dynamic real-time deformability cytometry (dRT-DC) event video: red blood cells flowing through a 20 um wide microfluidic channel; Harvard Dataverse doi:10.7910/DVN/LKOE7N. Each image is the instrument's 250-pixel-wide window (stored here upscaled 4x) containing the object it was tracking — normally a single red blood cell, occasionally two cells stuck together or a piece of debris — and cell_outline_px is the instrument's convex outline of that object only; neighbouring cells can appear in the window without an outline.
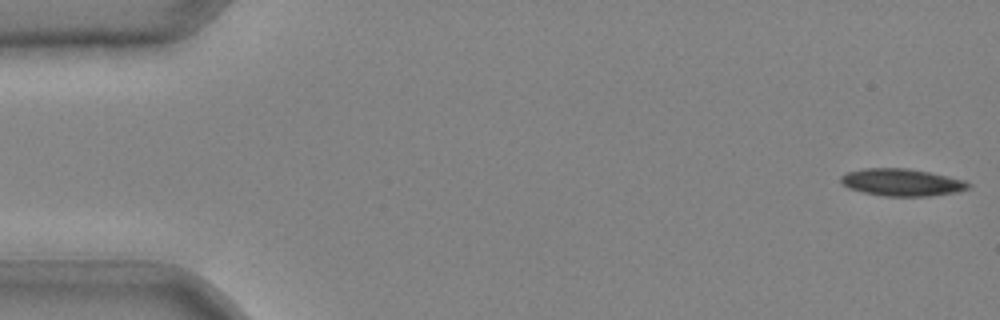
{"species": "common noctule bat (a hibernating species)", "species_latin": "Nyctalus noctula", "temperature_condition": "cold", "stored_images_in_passage": 42, "camera_frame_rate_fps": 3000, "um_per_image_px": 0.085, "animal": {"sex": "male", "body_mass_g": 20.4}, "frame": {"image": 1, "passage_image": 1, "time_ms": 0.0, "image_size_px": [1000, 320], "cell_outline_px": [[972, 184], [968, 188], [956, 192], [928, 196], [884, 196], [864, 192], [848, 188], [840, 180], [840, 176], [848, 172], [864, 168], [908, 168], [928, 172], [964, 180]], "centroid_in_image_um": [76.65, 15.5], "position_along_channel_um": 8.4, "area_um2": 20.06}}
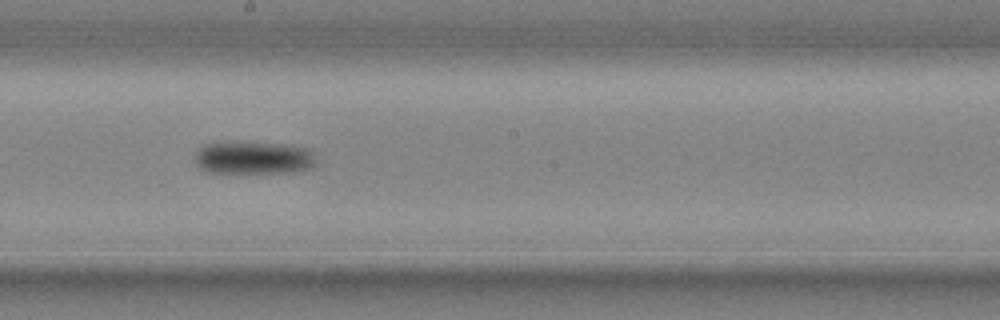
{"frame": {"image": 2, "passage_image": 24, "time_ms": 7.667, "image_size_px": [1000, 320], "cell_outline_px": [[316, 164], [312, 168], [296, 172], [240, 176], [212, 172], [200, 168], [196, 164], [196, 152], [204, 144], [216, 140], [292, 144], [312, 148]], "centroid_in_image_um": [21.57, 13.43], "position_along_channel_um": 226.6, "area_um2": 25.14}}
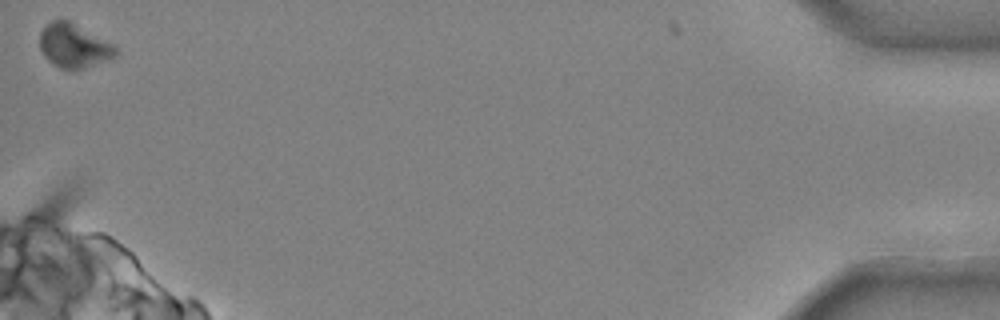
{"frame": {"image": 3, "passage_image": 42, "time_ms": 13.667, "image_size_px": [1000, 320], "cell_outline_px": [[116, 52], [112, 56], [104, 60], [84, 68], [60, 68], [52, 64], [44, 56], [40, 48], [40, 32], [52, 20], [68, 20], [112, 44], [116, 48]], "centroid_in_image_um": [6.21, 3.88], "position_along_channel_um": 429.0, "area_um2": 18.67}}